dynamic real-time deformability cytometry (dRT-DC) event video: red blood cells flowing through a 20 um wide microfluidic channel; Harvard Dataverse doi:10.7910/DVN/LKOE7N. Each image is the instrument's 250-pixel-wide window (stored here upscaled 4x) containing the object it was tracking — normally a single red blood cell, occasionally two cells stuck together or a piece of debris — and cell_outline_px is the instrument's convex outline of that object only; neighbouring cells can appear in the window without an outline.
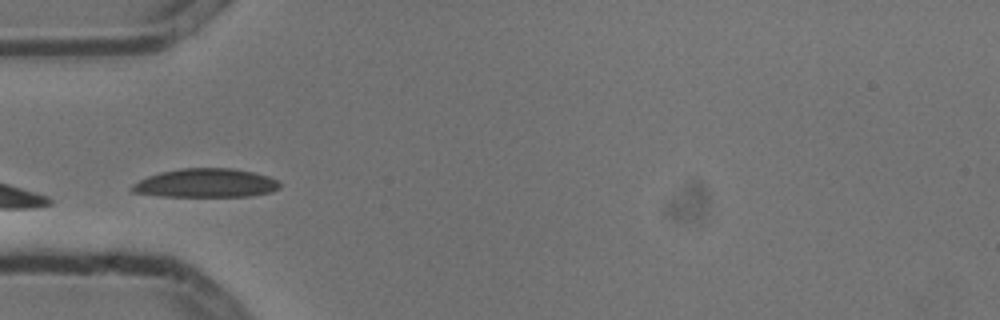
{"species": "common noctule bat (a hibernating species)", "species_latin": "Nyctalus noctula", "temperature_condition": "cold", "stored_images_in_passage": 7, "camera_frame_rate_fps": 3000, "um_per_image_px": 0.085, "animal": {"sex": "male", "body_mass_g": 13.3}, "frame": {"image": 1, "passage_image": 5, "time_ms": 1.333, "image_size_px": [1000, 320], "cell_outline_px": [[280, 188], [272, 192], [252, 196], [160, 196], [132, 192], [128, 188], [132, 184], [148, 176], [160, 172], [180, 168], [232, 168], [252, 172], [268, 176], [276, 180], [280, 184]], "centroid_in_image_um": [17.48, 15.56], "position_along_channel_um": 67.5, "area_um2": 24.85}}
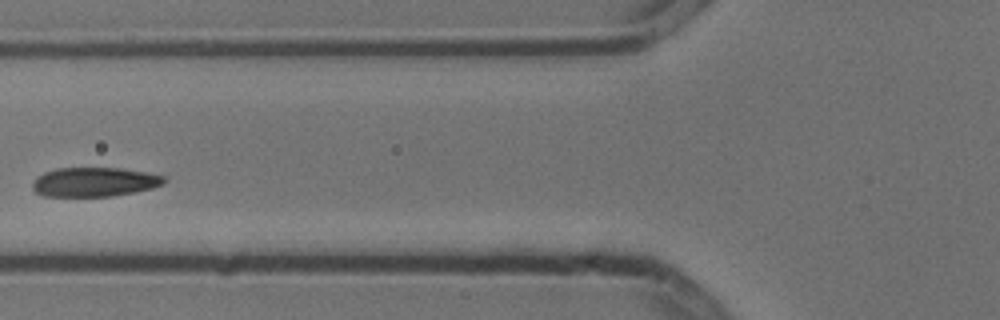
{"frame": {"image": 2, "passage_image": 6, "time_ms": 1.667, "image_size_px": [1000, 320], "cell_outline_px": [[168, 180], [164, 184], [152, 188], [112, 196], [44, 196], [36, 192], [32, 188], [32, 184], [44, 172], [56, 168], [120, 168], [144, 172], [164, 176]], "centroid_in_image_um": [8.05, 15.47], "position_along_channel_um": 117.8, "area_um2": 22.25}}
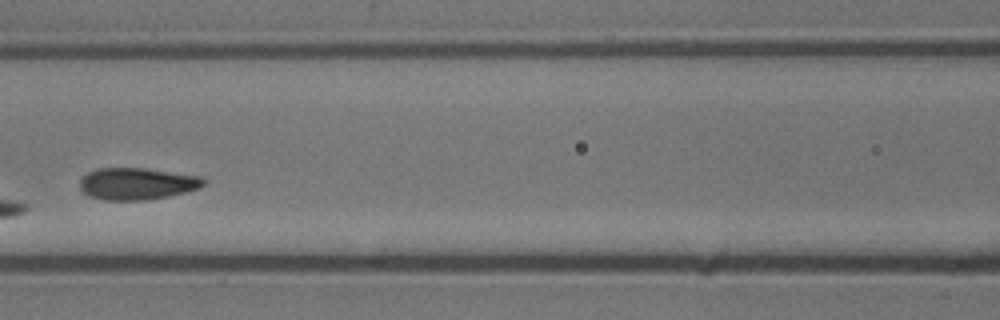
{"frame": {"image": 3, "passage_image": 7, "time_ms": 2.0, "image_size_px": [1000, 320], "cell_outline_px": [[204, 184], [200, 188], [168, 196], [144, 200], [104, 200], [88, 196], [80, 188], [80, 180], [88, 172], [96, 168], [144, 168], [204, 176]], "centroid_in_image_um": [11.65, 15.61], "position_along_channel_um": 155.0, "area_um2": 23.06}}